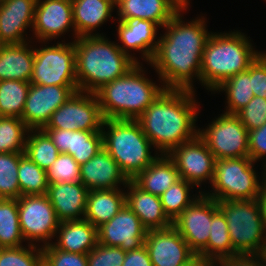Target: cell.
Wrapping results in <instances>:
<instances>
[{
    "mask_svg": "<svg viewBox=\"0 0 266 266\" xmlns=\"http://www.w3.org/2000/svg\"><path fill=\"white\" fill-rule=\"evenodd\" d=\"M74 44L79 91L95 93L138 64L104 35L81 36Z\"/></svg>",
    "mask_w": 266,
    "mask_h": 266,
    "instance_id": "cell-3",
    "label": "cell"
},
{
    "mask_svg": "<svg viewBox=\"0 0 266 266\" xmlns=\"http://www.w3.org/2000/svg\"><path fill=\"white\" fill-rule=\"evenodd\" d=\"M218 210V202L201 193L172 222V226L188 243L190 249L205 260H208V239L212 216Z\"/></svg>",
    "mask_w": 266,
    "mask_h": 266,
    "instance_id": "cell-12",
    "label": "cell"
},
{
    "mask_svg": "<svg viewBox=\"0 0 266 266\" xmlns=\"http://www.w3.org/2000/svg\"><path fill=\"white\" fill-rule=\"evenodd\" d=\"M182 9H188L190 5L189 0H174Z\"/></svg>",
    "mask_w": 266,
    "mask_h": 266,
    "instance_id": "cell-51",
    "label": "cell"
},
{
    "mask_svg": "<svg viewBox=\"0 0 266 266\" xmlns=\"http://www.w3.org/2000/svg\"><path fill=\"white\" fill-rule=\"evenodd\" d=\"M254 163L249 156L217 159L210 184L213 190L202 193L216 201L256 199L265 180L266 170L262 171L263 177L260 179Z\"/></svg>",
    "mask_w": 266,
    "mask_h": 266,
    "instance_id": "cell-8",
    "label": "cell"
},
{
    "mask_svg": "<svg viewBox=\"0 0 266 266\" xmlns=\"http://www.w3.org/2000/svg\"><path fill=\"white\" fill-rule=\"evenodd\" d=\"M248 149L249 157L255 163L264 160L262 169L266 170V122L260 128L248 131Z\"/></svg>",
    "mask_w": 266,
    "mask_h": 266,
    "instance_id": "cell-45",
    "label": "cell"
},
{
    "mask_svg": "<svg viewBox=\"0 0 266 266\" xmlns=\"http://www.w3.org/2000/svg\"><path fill=\"white\" fill-rule=\"evenodd\" d=\"M49 185L54 183L80 182V165L66 153H60L55 162L46 170Z\"/></svg>",
    "mask_w": 266,
    "mask_h": 266,
    "instance_id": "cell-40",
    "label": "cell"
},
{
    "mask_svg": "<svg viewBox=\"0 0 266 266\" xmlns=\"http://www.w3.org/2000/svg\"><path fill=\"white\" fill-rule=\"evenodd\" d=\"M250 41L240 30L212 32L202 54L201 86L214 92L227 79L246 71L262 53Z\"/></svg>",
    "mask_w": 266,
    "mask_h": 266,
    "instance_id": "cell-4",
    "label": "cell"
},
{
    "mask_svg": "<svg viewBox=\"0 0 266 266\" xmlns=\"http://www.w3.org/2000/svg\"><path fill=\"white\" fill-rule=\"evenodd\" d=\"M225 92L226 94V111L224 113L236 114L244 108L254 97L251 89V65L246 71L240 72L235 76L224 81L215 92Z\"/></svg>",
    "mask_w": 266,
    "mask_h": 266,
    "instance_id": "cell-31",
    "label": "cell"
},
{
    "mask_svg": "<svg viewBox=\"0 0 266 266\" xmlns=\"http://www.w3.org/2000/svg\"><path fill=\"white\" fill-rule=\"evenodd\" d=\"M127 206L138 216L147 231L165 229L172 226V221L164 213L160 196L153 195L129 180L124 189Z\"/></svg>",
    "mask_w": 266,
    "mask_h": 266,
    "instance_id": "cell-24",
    "label": "cell"
},
{
    "mask_svg": "<svg viewBox=\"0 0 266 266\" xmlns=\"http://www.w3.org/2000/svg\"><path fill=\"white\" fill-rule=\"evenodd\" d=\"M209 234L208 261H221L233 256L228 224L220 209L212 216Z\"/></svg>",
    "mask_w": 266,
    "mask_h": 266,
    "instance_id": "cell-35",
    "label": "cell"
},
{
    "mask_svg": "<svg viewBox=\"0 0 266 266\" xmlns=\"http://www.w3.org/2000/svg\"><path fill=\"white\" fill-rule=\"evenodd\" d=\"M144 245L153 266H181L196 255L173 226L149 230Z\"/></svg>",
    "mask_w": 266,
    "mask_h": 266,
    "instance_id": "cell-18",
    "label": "cell"
},
{
    "mask_svg": "<svg viewBox=\"0 0 266 266\" xmlns=\"http://www.w3.org/2000/svg\"><path fill=\"white\" fill-rule=\"evenodd\" d=\"M126 251L120 247L106 246L97 243L87 254L88 266H122Z\"/></svg>",
    "mask_w": 266,
    "mask_h": 266,
    "instance_id": "cell-43",
    "label": "cell"
},
{
    "mask_svg": "<svg viewBox=\"0 0 266 266\" xmlns=\"http://www.w3.org/2000/svg\"><path fill=\"white\" fill-rule=\"evenodd\" d=\"M30 82L0 81V116L22 118Z\"/></svg>",
    "mask_w": 266,
    "mask_h": 266,
    "instance_id": "cell-34",
    "label": "cell"
},
{
    "mask_svg": "<svg viewBox=\"0 0 266 266\" xmlns=\"http://www.w3.org/2000/svg\"><path fill=\"white\" fill-rule=\"evenodd\" d=\"M251 89L254 96L266 99V51L251 64Z\"/></svg>",
    "mask_w": 266,
    "mask_h": 266,
    "instance_id": "cell-46",
    "label": "cell"
},
{
    "mask_svg": "<svg viewBox=\"0 0 266 266\" xmlns=\"http://www.w3.org/2000/svg\"><path fill=\"white\" fill-rule=\"evenodd\" d=\"M18 180L20 196L44 195L49 187L46 171L24 153H19Z\"/></svg>",
    "mask_w": 266,
    "mask_h": 266,
    "instance_id": "cell-36",
    "label": "cell"
},
{
    "mask_svg": "<svg viewBox=\"0 0 266 266\" xmlns=\"http://www.w3.org/2000/svg\"><path fill=\"white\" fill-rule=\"evenodd\" d=\"M115 0H72L76 39L81 36L103 35L96 29L112 18ZM95 32V33H93Z\"/></svg>",
    "mask_w": 266,
    "mask_h": 266,
    "instance_id": "cell-26",
    "label": "cell"
},
{
    "mask_svg": "<svg viewBox=\"0 0 266 266\" xmlns=\"http://www.w3.org/2000/svg\"><path fill=\"white\" fill-rule=\"evenodd\" d=\"M122 188L91 190L87 196L84 219L96 228L112 219L126 204Z\"/></svg>",
    "mask_w": 266,
    "mask_h": 266,
    "instance_id": "cell-30",
    "label": "cell"
},
{
    "mask_svg": "<svg viewBox=\"0 0 266 266\" xmlns=\"http://www.w3.org/2000/svg\"><path fill=\"white\" fill-rule=\"evenodd\" d=\"M119 21L150 20L163 28L182 8L174 0H115Z\"/></svg>",
    "mask_w": 266,
    "mask_h": 266,
    "instance_id": "cell-25",
    "label": "cell"
},
{
    "mask_svg": "<svg viewBox=\"0 0 266 266\" xmlns=\"http://www.w3.org/2000/svg\"><path fill=\"white\" fill-rule=\"evenodd\" d=\"M194 187L191 183L180 179L160 195L164 213L172 222L202 193L199 190L197 196L195 194L191 196L190 191Z\"/></svg>",
    "mask_w": 266,
    "mask_h": 266,
    "instance_id": "cell-38",
    "label": "cell"
},
{
    "mask_svg": "<svg viewBox=\"0 0 266 266\" xmlns=\"http://www.w3.org/2000/svg\"><path fill=\"white\" fill-rule=\"evenodd\" d=\"M37 0L0 2V45L20 44L28 40L27 28L33 27ZM26 35V37H25Z\"/></svg>",
    "mask_w": 266,
    "mask_h": 266,
    "instance_id": "cell-19",
    "label": "cell"
},
{
    "mask_svg": "<svg viewBox=\"0 0 266 266\" xmlns=\"http://www.w3.org/2000/svg\"><path fill=\"white\" fill-rule=\"evenodd\" d=\"M168 156L173 160L181 179L201 189L204 182L212 183L216 159L198 135L174 148Z\"/></svg>",
    "mask_w": 266,
    "mask_h": 266,
    "instance_id": "cell-14",
    "label": "cell"
},
{
    "mask_svg": "<svg viewBox=\"0 0 266 266\" xmlns=\"http://www.w3.org/2000/svg\"><path fill=\"white\" fill-rule=\"evenodd\" d=\"M17 202L25 242L39 247L52 244L51 239L54 240L60 221L47 195H21ZM41 242L43 245L40 246Z\"/></svg>",
    "mask_w": 266,
    "mask_h": 266,
    "instance_id": "cell-10",
    "label": "cell"
},
{
    "mask_svg": "<svg viewBox=\"0 0 266 266\" xmlns=\"http://www.w3.org/2000/svg\"><path fill=\"white\" fill-rule=\"evenodd\" d=\"M42 254L52 266H88L87 254L66 252L52 244L42 247Z\"/></svg>",
    "mask_w": 266,
    "mask_h": 266,
    "instance_id": "cell-44",
    "label": "cell"
},
{
    "mask_svg": "<svg viewBox=\"0 0 266 266\" xmlns=\"http://www.w3.org/2000/svg\"><path fill=\"white\" fill-rule=\"evenodd\" d=\"M117 21V41L121 43H117L119 48L137 63H140L139 59L129 52H132L131 50L140 51L141 58L149 65L158 48L157 32L160 27L150 20L143 19Z\"/></svg>",
    "mask_w": 266,
    "mask_h": 266,
    "instance_id": "cell-20",
    "label": "cell"
},
{
    "mask_svg": "<svg viewBox=\"0 0 266 266\" xmlns=\"http://www.w3.org/2000/svg\"><path fill=\"white\" fill-rule=\"evenodd\" d=\"M143 68L142 62L138 63L127 74L95 92L104 119L136 120L165 90L163 84L152 82Z\"/></svg>",
    "mask_w": 266,
    "mask_h": 266,
    "instance_id": "cell-5",
    "label": "cell"
},
{
    "mask_svg": "<svg viewBox=\"0 0 266 266\" xmlns=\"http://www.w3.org/2000/svg\"><path fill=\"white\" fill-rule=\"evenodd\" d=\"M70 28L76 39L72 0H37L32 27L37 42L49 44V41L69 32Z\"/></svg>",
    "mask_w": 266,
    "mask_h": 266,
    "instance_id": "cell-16",
    "label": "cell"
},
{
    "mask_svg": "<svg viewBox=\"0 0 266 266\" xmlns=\"http://www.w3.org/2000/svg\"><path fill=\"white\" fill-rule=\"evenodd\" d=\"M129 179L117 162L104 149L80 165V182L89 190L117 189L127 185Z\"/></svg>",
    "mask_w": 266,
    "mask_h": 266,
    "instance_id": "cell-21",
    "label": "cell"
},
{
    "mask_svg": "<svg viewBox=\"0 0 266 266\" xmlns=\"http://www.w3.org/2000/svg\"><path fill=\"white\" fill-rule=\"evenodd\" d=\"M76 91L78 86L30 84L21 119L29 129H43L52 113Z\"/></svg>",
    "mask_w": 266,
    "mask_h": 266,
    "instance_id": "cell-15",
    "label": "cell"
},
{
    "mask_svg": "<svg viewBox=\"0 0 266 266\" xmlns=\"http://www.w3.org/2000/svg\"><path fill=\"white\" fill-rule=\"evenodd\" d=\"M29 130L21 118L0 116V153H24Z\"/></svg>",
    "mask_w": 266,
    "mask_h": 266,
    "instance_id": "cell-37",
    "label": "cell"
},
{
    "mask_svg": "<svg viewBox=\"0 0 266 266\" xmlns=\"http://www.w3.org/2000/svg\"><path fill=\"white\" fill-rule=\"evenodd\" d=\"M104 117L96 93L76 91L51 115L44 128L101 131Z\"/></svg>",
    "mask_w": 266,
    "mask_h": 266,
    "instance_id": "cell-13",
    "label": "cell"
},
{
    "mask_svg": "<svg viewBox=\"0 0 266 266\" xmlns=\"http://www.w3.org/2000/svg\"><path fill=\"white\" fill-rule=\"evenodd\" d=\"M60 153L71 155L81 165L93 158L103 148L101 131H69L43 128Z\"/></svg>",
    "mask_w": 266,
    "mask_h": 266,
    "instance_id": "cell-22",
    "label": "cell"
},
{
    "mask_svg": "<svg viewBox=\"0 0 266 266\" xmlns=\"http://www.w3.org/2000/svg\"><path fill=\"white\" fill-rule=\"evenodd\" d=\"M221 262L225 266H265L260 255H235L227 257Z\"/></svg>",
    "mask_w": 266,
    "mask_h": 266,
    "instance_id": "cell-48",
    "label": "cell"
},
{
    "mask_svg": "<svg viewBox=\"0 0 266 266\" xmlns=\"http://www.w3.org/2000/svg\"><path fill=\"white\" fill-rule=\"evenodd\" d=\"M256 200L260 207V215L266 231V177L263 184L261 185V189Z\"/></svg>",
    "mask_w": 266,
    "mask_h": 266,
    "instance_id": "cell-49",
    "label": "cell"
},
{
    "mask_svg": "<svg viewBox=\"0 0 266 266\" xmlns=\"http://www.w3.org/2000/svg\"><path fill=\"white\" fill-rule=\"evenodd\" d=\"M207 266H225V265L221 261H208Z\"/></svg>",
    "mask_w": 266,
    "mask_h": 266,
    "instance_id": "cell-53",
    "label": "cell"
},
{
    "mask_svg": "<svg viewBox=\"0 0 266 266\" xmlns=\"http://www.w3.org/2000/svg\"><path fill=\"white\" fill-rule=\"evenodd\" d=\"M180 179L173 160L168 155L159 154L133 181L144 191L160 196Z\"/></svg>",
    "mask_w": 266,
    "mask_h": 266,
    "instance_id": "cell-29",
    "label": "cell"
},
{
    "mask_svg": "<svg viewBox=\"0 0 266 266\" xmlns=\"http://www.w3.org/2000/svg\"><path fill=\"white\" fill-rule=\"evenodd\" d=\"M210 123L198 128V136L216 160L249 156L248 130L236 114L222 113Z\"/></svg>",
    "mask_w": 266,
    "mask_h": 266,
    "instance_id": "cell-11",
    "label": "cell"
},
{
    "mask_svg": "<svg viewBox=\"0 0 266 266\" xmlns=\"http://www.w3.org/2000/svg\"><path fill=\"white\" fill-rule=\"evenodd\" d=\"M101 132L103 148L129 180H133L159 155H151L150 150L154 147L137 120L104 119Z\"/></svg>",
    "mask_w": 266,
    "mask_h": 266,
    "instance_id": "cell-6",
    "label": "cell"
},
{
    "mask_svg": "<svg viewBox=\"0 0 266 266\" xmlns=\"http://www.w3.org/2000/svg\"><path fill=\"white\" fill-rule=\"evenodd\" d=\"M36 266H52L51 263L44 257L42 256L38 262Z\"/></svg>",
    "mask_w": 266,
    "mask_h": 266,
    "instance_id": "cell-52",
    "label": "cell"
},
{
    "mask_svg": "<svg viewBox=\"0 0 266 266\" xmlns=\"http://www.w3.org/2000/svg\"><path fill=\"white\" fill-rule=\"evenodd\" d=\"M195 92L165 89L136 119L156 153L168 155L198 135Z\"/></svg>",
    "mask_w": 266,
    "mask_h": 266,
    "instance_id": "cell-2",
    "label": "cell"
},
{
    "mask_svg": "<svg viewBox=\"0 0 266 266\" xmlns=\"http://www.w3.org/2000/svg\"><path fill=\"white\" fill-rule=\"evenodd\" d=\"M19 153H0V198L18 199Z\"/></svg>",
    "mask_w": 266,
    "mask_h": 266,
    "instance_id": "cell-39",
    "label": "cell"
},
{
    "mask_svg": "<svg viewBox=\"0 0 266 266\" xmlns=\"http://www.w3.org/2000/svg\"><path fill=\"white\" fill-rule=\"evenodd\" d=\"M55 236L57 242L52 241L55 248L76 254H88L98 243V228L85 219L63 221L60 222Z\"/></svg>",
    "mask_w": 266,
    "mask_h": 266,
    "instance_id": "cell-27",
    "label": "cell"
},
{
    "mask_svg": "<svg viewBox=\"0 0 266 266\" xmlns=\"http://www.w3.org/2000/svg\"><path fill=\"white\" fill-rule=\"evenodd\" d=\"M61 42L50 46L41 45V48L34 47L31 84L78 86L74 41Z\"/></svg>",
    "mask_w": 266,
    "mask_h": 266,
    "instance_id": "cell-9",
    "label": "cell"
},
{
    "mask_svg": "<svg viewBox=\"0 0 266 266\" xmlns=\"http://www.w3.org/2000/svg\"><path fill=\"white\" fill-rule=\"evenodd\" d=\"M147 232L138 216L125 204L112 219L98 227V242L124 251L135 250L144 245Z\"/></svg>",
    "mask_w": 266,
    "mask_h": 266,
    "instance_id": "cell-17",
    "label": "cell"
},
{
    "mask_svg": "<svg viewBox=\"0 0 266 266\" xmlns=\"http://www.w3.org/2000/svg\"><path fill=\"white\" fill-rule=\"evenodd\" d=\"M42 256V247L31 244L25 247L1 248L0 266H36Z\"/></svg>",
    "mask_w": 266,
    "mask_h": 266,
    "instance_id": "cell-41",
    "label": "cell"
},
{
    "mask_svg": "<svg viewBox=\"0 0 266 266\" xmlns=\"http://www.w3.org/2000/svg\"><path fill=\"white\" fill-rule=\"evenodd\" d=\"M208 260H205L200 255H195L190 261L181 266H207Z\"/></svg>",
    "mask_w": 266,
    "mask_h": 266,
    "instance_id": "cell-50",
    "label": "cell"
},
{
    "mask_svg": "<svg viewBox=\"0 0 266 266\" xmlns=\"http://www.w3.org/2000/svg\"><path fill=\"white\" fill-rule=\"evenodd\" d=\"M184 11L181 9L163 27L166 31L159 37L158 48L149 64L165 89L195 91L193 81L197 79L201 83L202 54L212 32H208L204 16L185 23Z\"/></svg>",
    "mask_w": 266,
    "mask_h": 266,
    "instance_id": "cell-1",
    "label": "cell"
},
{
    "mask_svg": "<svg viewBox=\"0 0 266 266\" xmlns=\"http://www.w3.org/2000/svg\"><path fill=\"white\" fill-rule=\"evenodd\" d=\"M17 199L0 198V245L2 248L23 246Z\"/></svg>",
    "mask_w": 266,
    "mask_h": 266,
    "instance_id": "cell-32",
    "label": "cell"
},
{
    "mask_svg": "<svg viewBox=\"0 0 266 266\" xmlns=\"http://www.w3.org/2000/svg\"><path fill=\"white\" fill-rule=\"evenodd\" d=\"M24 154L46 171L58 158L60 152L43 129H30L26 137Z\"/></svg>",
    "mask_w": 266,
    "mask_h": 266,
    "instance_id": "cell-33",
    "label": "cell"
},
{
    "mask_svg": "<svg viewBox=\"0 0 266 266\" xmlns=\"http://www.w3.org/2000/svg\"><path fill=\"white\" fill-rule=\"evenodd\" d=\"M122 266H153L146 246L126 251Z\"/></svg>",
    "mask_w": 266,
    "mask_h": 266,
    "instance_id": "cell-47",
    "label": "cell"
},
{
    "mask_svg": "<svg viewBox=\"0 0 266 266\" xmlns=\"http://www.w3.org/2000/svg\"><path fill=\"white\" fill-rule=\"evenodd\" d=\"M32 42L20 44L0 45V81L20 80L30 82L33 62L34 47Z\"/></svg>",
    "mask_w": 266,
    "mask_h": 266,
    "instance_id": "cell-28",
    "label": "cell"
},
{
    "mask_svg": "<svg viewBox=\"0 0 266 266\" xmlns=\"http://www.w3.org/2000/svg\"><path fill=\"white\" fill-rule=\"evenodd\" d=\"M89 190L81 183H54L46 195L60 222L82 220L85 217Z\"/></svg>",
    "mask_w": 266,
    "mask_h": 266,
    "instance_id": "cell-23",
    "label": "cell"
},
{
    "mask_svg": "<svg viewBox=\"0 0 266 266\" xmlns=\"http://www.w3.org/2000/svg\"><path fill=\"white\" fill-rule=\"evenodd\" d=\"M228 224L235 255H260L266 231L256 199L217 201Z\"/></svg>",
    "mask_w": 266,
    "mask_h": 266,
    "instance_id": "cell-7",
    "label": "cell"
},
{
    "mask_svg": "<svg viewBox=\"0 0 266 266\" xmlns=\"http://www.w3.org/2000/svg\"><path fill=\"white\" fill-rule=\"evenodd\" d=\"M236 115L248 131L260 128L266 122V99L254 96Z\"/></svg>",
    "mask_w": 266,
    "mask_h": 266,
    "instance_id": "cell-42",
    "label": "cell"
}]
</instances>
